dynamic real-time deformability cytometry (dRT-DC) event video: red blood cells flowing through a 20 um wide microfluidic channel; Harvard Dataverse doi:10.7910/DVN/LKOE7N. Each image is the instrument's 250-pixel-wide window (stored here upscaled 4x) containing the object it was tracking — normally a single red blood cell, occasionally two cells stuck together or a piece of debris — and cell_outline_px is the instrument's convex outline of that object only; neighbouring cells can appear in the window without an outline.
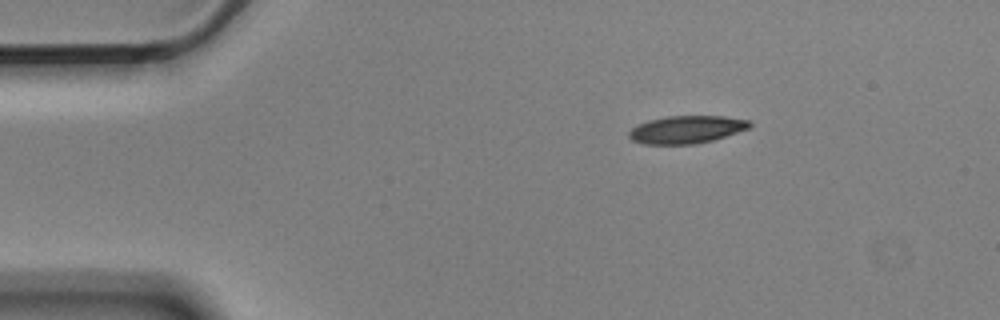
{"species": "Egyptian fruit bat (a non-hibernating species)", "species_latin": "Rousettus aegyptiacus", "temperature_condition": "cold", "stored_images_in_passage": 3, "camera_frame_rate_fps": 3000, "um_per_image_px": 0.085, "animal": {"sex": "male"}, "frame": {"image": 1, "passage_image": 1, "time_ms": 0.0, "image_size_px": [1000, 320], "cell_outline_px": [[752, 124], [748, 128], [712, 140], [696, 144], [644, 144], [632, 140], [628, 136], [628, 132], [636, 124], [648, 120], [668, 116], [724, 116], [748, 120]], "centroid_in_image_um": [58.3, 11.0], "position_along_channel_um": 26.7, "area_um2": 19.36}}